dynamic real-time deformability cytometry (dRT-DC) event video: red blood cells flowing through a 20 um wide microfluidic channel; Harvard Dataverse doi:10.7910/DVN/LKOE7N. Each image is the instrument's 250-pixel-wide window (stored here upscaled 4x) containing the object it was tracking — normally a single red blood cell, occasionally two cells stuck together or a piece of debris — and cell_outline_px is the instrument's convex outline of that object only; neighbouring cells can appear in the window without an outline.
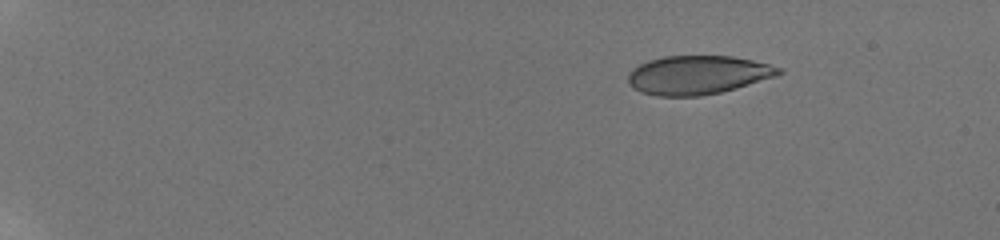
{"species": "human", "species_latin": "Homo sapiens", "temperature_condition": "room temperature", "stored_images_in_passage": 11, "camera_frame_rate_fps": 3000, "um_per_image_px": 0.085, "donor": {"sex": "male"}, "frame": {"image": 1, "passage_image": 4, "time_ms": 3.333, "image_size_px": [1000, 240], "cell_outline_px": [[784, 72], [776, 76], [736, 88], [720, 92], [700, 96], [656, 96], [640, 92], [632, 88], [628, 84], [628, 72], [632, 68], [648, 60], [664, 56], [732, 56], [752, 60], [784, 68]], "centroid_in_image_um": [59.29, 6.37], "position_along_channel_um": 25.7, "area_um2": 34.22}}
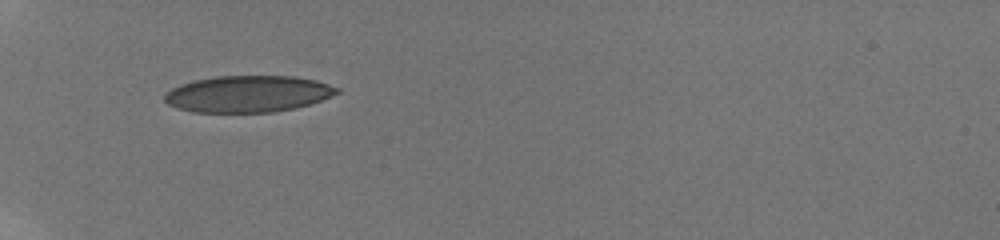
{"frame": {"image": 2, "passage_image": 8, "time_ms": 7.667, "image_size_px": [1000, 240], "cell_outline_px": [[340, 92], [320, 100], [308, 104], [292, 108], [272, 112], [192, 112], [168, 104], [164, 100], [164, 96], [172, 88], [180, 84], [196, 80], [216, 76], [296, 76], [316, 80], [340, 88]], "centroid_in_image_um": [21.08, 7.97], "position_along_channel_um": 63.9, "area_um2": 36.47}}